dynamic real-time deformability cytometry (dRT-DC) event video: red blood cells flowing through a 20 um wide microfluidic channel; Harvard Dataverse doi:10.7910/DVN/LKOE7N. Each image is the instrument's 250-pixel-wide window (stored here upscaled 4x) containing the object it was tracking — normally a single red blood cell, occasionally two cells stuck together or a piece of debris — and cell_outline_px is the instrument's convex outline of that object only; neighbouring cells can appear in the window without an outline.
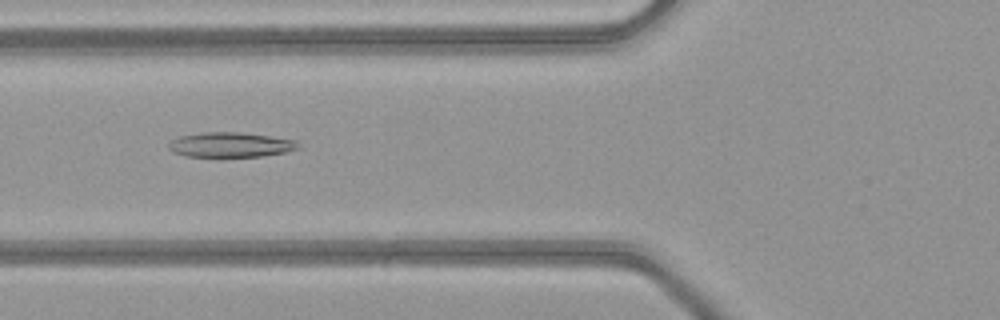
{"species": "common noctule bat (a hibernating species)", "species_latin": "Nyctalus noctula", "temperature_condition": "warm", "stored_images_in_passage": 39, "camera_frame_rate_fps": 3000, "um_per_image_px": 0.085, "animal": {"sex": "female", "body_mass_g": 21.9}, "frame": {"image": 1, "passage_image": 8, "time_ms": 2.333, "image_size_px": [1000, 320], "cell_outline_px": [[300, 148], [284, 152], [260, 156], [184, 156], [172, 152], [168, 148], [168, 144], [172, 140], [180, 136], [200, 132], [240, 132], [296, 140], [300, 144]], "centroid_in_image_um": [19.57, 12.29], "position_along_channel_um": 106.2, "area_um2": 18.67}}
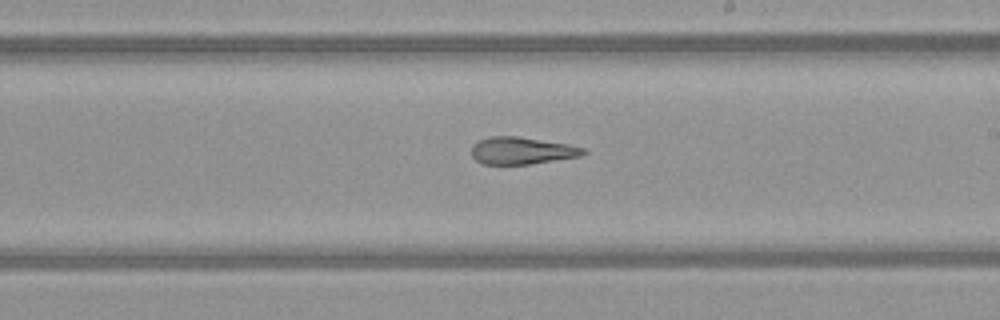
{"frame": {"image": 2, "passage_image": 18, "time_ms": 5.667, "image_size_px": [1000, 320], "cell_outline_px": [[588, 152], [580, 156], [528, 164], [484, 164], [476, 160], [472, 156], [472, 144], [476, 140], [488, 136], [516, 136], [568, 144], [584, 148]], "centroid_in_image_um": [44.31, 12.79], "position_along_channel_um": 244.7, "area_um2": 17.69}}
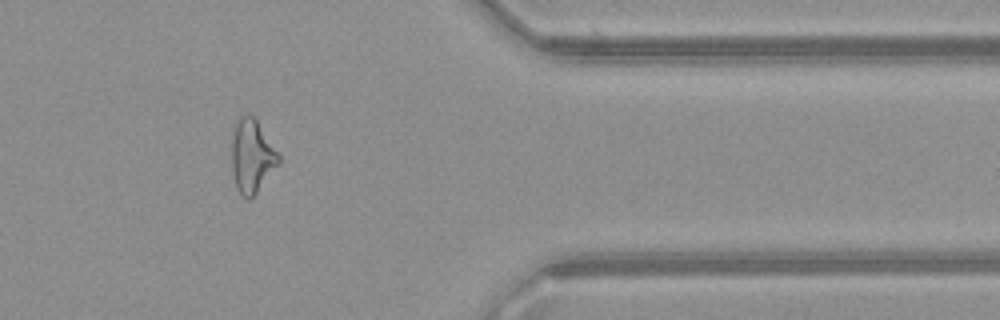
{"frame": {"image": 3, "passage_image": 30, "time_ms": 9.667, "image_size_px": [1000, 320], "cell_outline_px": [[280, 164], [256, 192], [248, 200], [236, 188], [232, 172], [232, 132], [240, 116], [248, 112], [256, 120], [280, 156]], "centroid_in_image_um": [21.4, 13.26], "position_along_channel_um": 390.0, "area_um2": 19.83}, "authors_computed_cell_mechanics": {"area_um2": 19.5942, "velocity_mm_per_s": 4.1343, "shape_relaxation_time_tau1_ms": null, "shape_relaxation_time_tau2_ms": 3.3787, "deformation_change_tau1": null, "deformation_change_tau2": 0.1464}}